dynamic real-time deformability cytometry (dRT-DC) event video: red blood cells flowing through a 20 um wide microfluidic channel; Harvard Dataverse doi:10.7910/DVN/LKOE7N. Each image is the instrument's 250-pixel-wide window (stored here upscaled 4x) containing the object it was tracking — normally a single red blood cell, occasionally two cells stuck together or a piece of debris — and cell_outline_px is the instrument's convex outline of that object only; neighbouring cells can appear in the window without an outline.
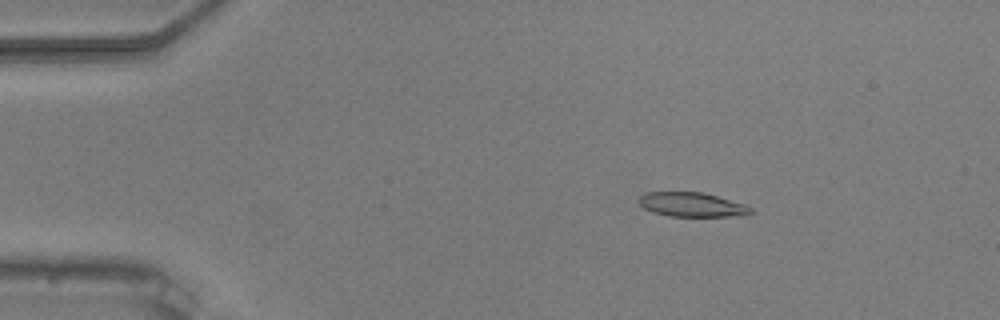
{"species": "common noctule bat (a hibernating species)", "species_latin": "Nyctalus noctula", "temperature_condition": "warm", "stored_images_in_passage": 50, "camera_frame_rate_fps": 3000, "um_per_image_px": 0.085, "animal": {"sex": "male", "body_mass_g": 20.5, "forearm_length_mm": 52.5}, "frame": {"image": 1, "passage_image": 4, "time_ms": 1.0, "image_size_px": [1000, 320], "cell_outline_px": [[752, 212], [744, 216], [668, 216], [652, 212], [644, 208], [636, 200], [644, 192], [704, 192], [744, 204], [752, 208]], "centroid_in_image_um": [58.78, 17.39], "position_along_channel_um": 26.2, "area_um2": 15.95}}
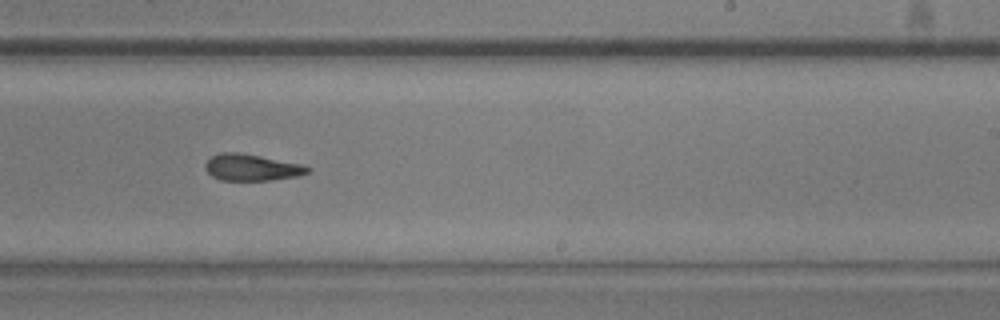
{"frame": {"image": 2, "passage_image": 29, "time_ms": 9.333, "image_size_px": [1000, 320], "cell_outline_px": [[312, 168], [308, 172], [296, 176], [268, 180], [220, 180], [212, 176], [204, 168], [204, 164], [212, 156], [220, 152], [236, 152], [260, 156], [300, 164]], "centroid_in_image_um": [21.34, 14.23], "position_along_channel_um": 267.7, "area_um2": 15.61}}
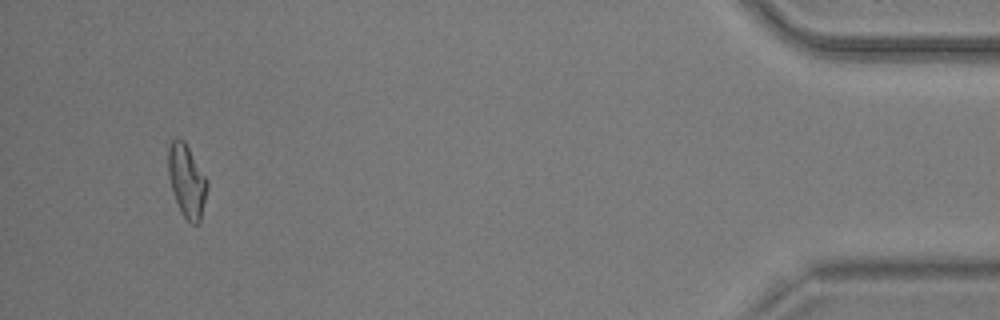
{"frame": {"image": 3, "passage_image": 47, "time_ms": 15.333, "image_size_px": [1000, 320], "cell_outline_px": [[208, 188], [200, 224], [192, 224], [180, 212], [168, 176], [168, 144], [172, 140], [184, 140], [208, 180]], "centroid_in_image_um": [15.89, 15.39], "position_along_channel_um": 419.3, "area_um2": 16.59}, "authors_computed_cell_mechanics": {"area_um2": 16.3574, "velocity_mm_per_s": 3.7218, "shape_relaxation_time_tau1_ms": null, "shape_relaxation_time_tau2_ms": 5.077, "deformation_change_tau1": null, "deformation_change_tau2": 0.1489}}